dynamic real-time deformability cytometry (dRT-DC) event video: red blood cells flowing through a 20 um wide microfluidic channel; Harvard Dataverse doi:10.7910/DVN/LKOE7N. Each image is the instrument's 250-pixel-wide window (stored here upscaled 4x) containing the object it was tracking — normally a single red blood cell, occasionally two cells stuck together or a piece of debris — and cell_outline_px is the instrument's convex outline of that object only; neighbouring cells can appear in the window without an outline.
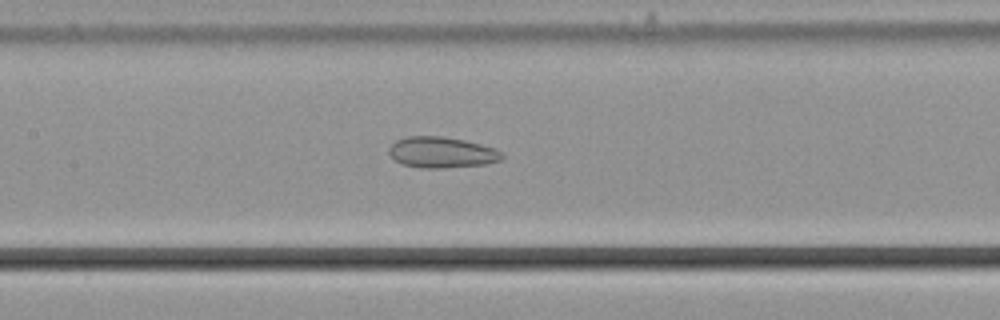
{"species": "common noctule bat (a hibernating species)", "species_latin": "Nyctalus noctula", "temperature_condition": "cold", "stored_images_in_passage": 49, "camera_frame_rate_fps": 3000, "um_per_image_px": 0.085, "animal": {"sex": "male", "body_mass_g": 21.5, "forearm_length_mm": 52.0}, "frame": {"image": 1, "passage_image": 20, "time_ms": 6.333, "image_size_px": [1000, 320], "cell_outline_px": [[504, 156], [500, 160], [488, 164], [444, 168], [420, 168], [400, 164], [388, 152], [388, 148], [396, 140], [408, 136], [440, 136], [464, 140], [496, 148], [504, 152]], "centroid_in_image_um": [37.57, 12.96], "position_along_channel_um": 169.8, "area_um2": 20.58}}
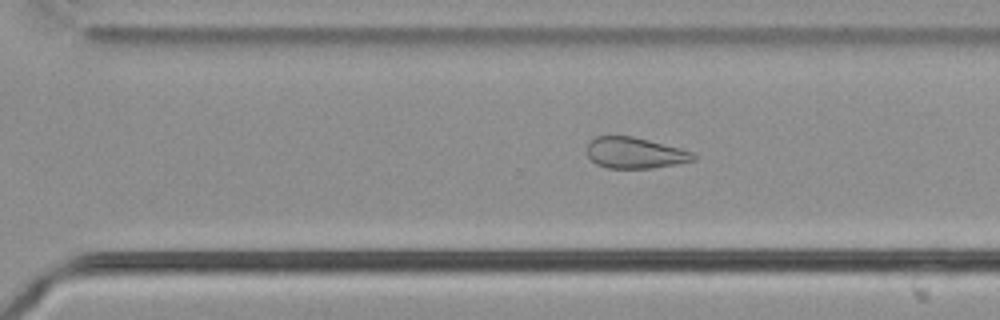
{"frame": {"image": 2, "passage_image": 32, "time_ms": 10.333, "image_size_px": [1000, 320], "cell_outline_px": [[696, 160], [676, 164], [652, 168], [608, 168], [596, 164], [588, 156], [588, 144], [596, 136], [632, 136], [680, 148], [692, 152], [696, 156]], "centroid_in_image_um": [53.98, 13.0], "position_along_channel_um": 316.6, "area_um2": 19.07}}
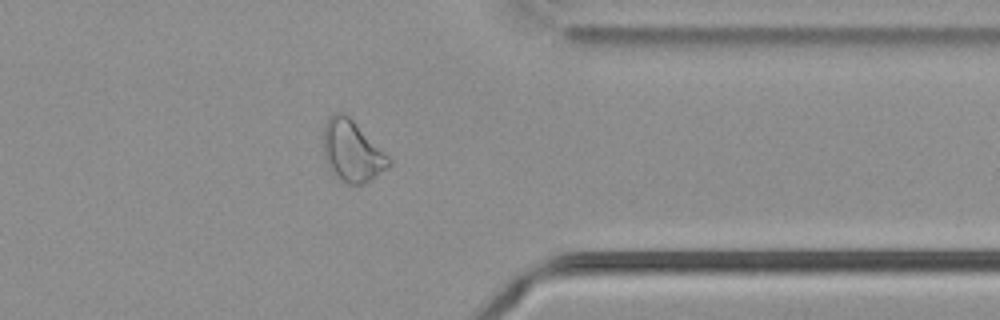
{"frame": {"image": 3, "passage_image": 38, "time_ms": 12.333, "image_size_px": [1000, 320], "cell_outline_px": [[392, 164], [388, 168], [368, 180], [360, 184], [348, 184], [340, 180], [328, 168], [324, 160], [324, 124], [328, 116], [336, 112], [344, 112], [392, 160]], "centroid_in_image_um": [29.89, 12.84], "position_along_channel_um": 381.5, "area_um2": 23.06}, "authors_computed_cell_mechanics": {"area_um2": 23.3512, "velocity_mm_per_s": 3.6742, "shape_relaxation_time_tau1_ms": null, "shape_relaxation_time_tau2_ms": 5.3232, "deformation_change_tau1": null, "deformation_change_tau2": 0.1365}}